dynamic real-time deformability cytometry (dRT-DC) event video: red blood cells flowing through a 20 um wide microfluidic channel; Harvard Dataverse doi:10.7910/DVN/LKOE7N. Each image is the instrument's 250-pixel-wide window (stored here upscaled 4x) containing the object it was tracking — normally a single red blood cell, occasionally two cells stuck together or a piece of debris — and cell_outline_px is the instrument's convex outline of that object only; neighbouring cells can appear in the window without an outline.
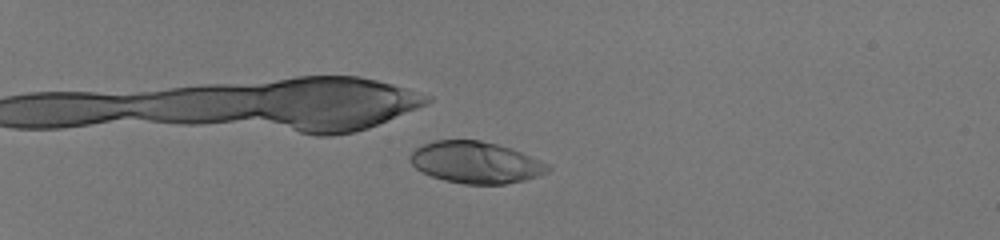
{"species": "human", "species_latin": "Homo sapiens", "temperature_condition": "room temperature", "stored_images_in_passage": 56, "camera_frame_rate_fps": 3000, "um_per_image_px": 0.085, "donor": {"sex": "male"}, "frame": {"image": 1, "passage_image": 19, "time_ms": 6.0, "image_size_px": [1000, 240], "cell_outline_px": [[552, 168], [548, 172], [540, 176], [524, 180], [504, 184], [464, 184], [444, 180], [432, 176], [416, 168], [408, 160], [408, 156], [416, 148], [424, 144], [436, 140], [480, 140], [496, 144], [520, 152], [540, 160], [548, 164]], "centroid_in_image_um": [40.44, 13.81], "position_along_channel_um": 44.6, "area_um2": 33.29}}
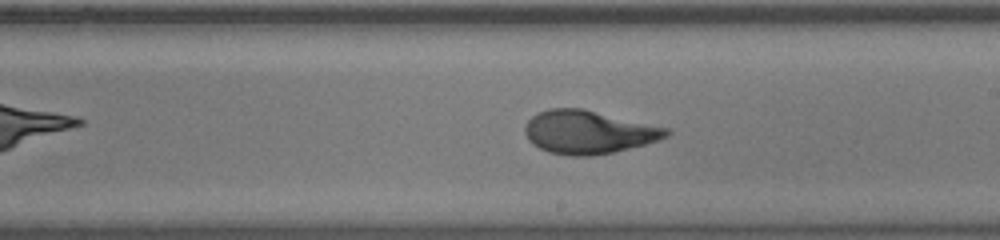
{"frame": {"image": 2, "passage_image": 39, "time_ms": 12.667, "image_size_px": [1000, 240], "cell_outline_px": [[672, 132], [668, 136], [660, 140], [612, 152], [592, 156], [568, 156], [548, 152], [532, 144], [528, 140], [524, 132], [524, 124], [532, 116], [548, 108], [584, 108], [672, 128]], "centroid_in_image_um": [50.04, 11.22], "position_along_channel_um": 239.0, "area_um2": 36.18}}
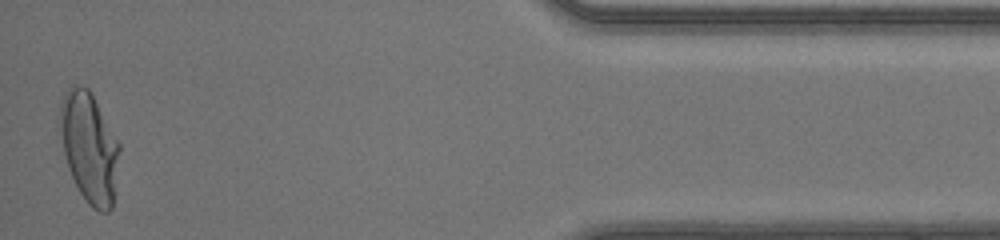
{"frame": {"image": 3, "passage_image": 56, "time_ms": 18.333, "image_size_px": [1000, 240], "cell_outline_px": [[120, 152], [112, 208], [108, 212], [100, 212], [92, 208], [88, 204], [80, 192], [68, 168], [56, 124], [60, 100], [64, 92], [68, 88], [76, 84], [88, 88], [120, 144]], "centroid_in_image_um": [7.54, 12.5], "position_along_channel_um": 427.7, "area_um2": 38.67}, "authors_computed_cell_mechanics": {"area_um2": 35.2869, "velocity_mm_per_s": 4.1874, "shape_relaxation_time_tau1_ms": 5.2047, "shape_relaxation_time_tau2_ms": null, "deformation_change_tau1": 0.2492, "deformation_change_tau2": null}}